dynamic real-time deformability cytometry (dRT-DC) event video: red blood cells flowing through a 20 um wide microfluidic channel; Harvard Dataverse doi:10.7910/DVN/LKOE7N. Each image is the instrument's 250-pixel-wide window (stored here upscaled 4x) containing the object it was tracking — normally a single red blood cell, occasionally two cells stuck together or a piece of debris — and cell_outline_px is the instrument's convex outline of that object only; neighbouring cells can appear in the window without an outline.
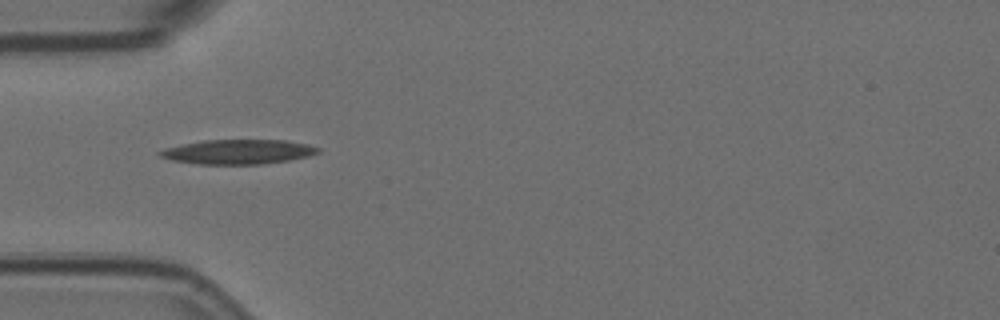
{"species": "Egyptian fruit bat (a non-hibernating species)", "species_latin": "Rousettus aegyptiacus", "temperature_condition": "room temperature", "stored_images_in_passage": 3, "camera_frame_rate_fps": 3000, "um_per_image_px": 0.085, "animal": {"sex": "female"}, "frame": {"image": 1, "passage_image": 3, "time_ms": 0.667, "image_size_px": [1000, 320], "cell_outline_px": [[320, 152], [308, 156], [288, 160], [260, 164], [196, 164], [172, 160], [160, 156], [156, 152], [164, 148], [204, 140], [284, 140], [308, 144], [320, 148]], "centroid_in_image_um": [20.23, 12.9], "position_along_channel_um": 64.8, "area_um2": 22.54}}